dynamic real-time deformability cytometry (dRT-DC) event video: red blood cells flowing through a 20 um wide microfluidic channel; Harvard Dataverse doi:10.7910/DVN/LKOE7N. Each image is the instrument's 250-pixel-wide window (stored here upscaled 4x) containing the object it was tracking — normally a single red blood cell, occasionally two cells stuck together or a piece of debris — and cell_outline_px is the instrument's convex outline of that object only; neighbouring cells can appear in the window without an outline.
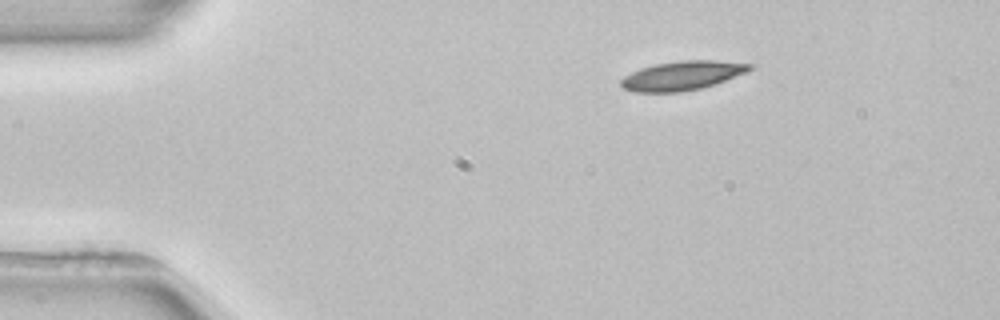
{"species": "common noctule bat (a hibernating species)", "species_latin": "Nyctalus noctula", "temperature_condition": "room temperature", "stored_images_in_passage": 3, "camera_frame_rate_fps": 3000, "um_per_image_px": 0.085, "animal": {"sex": "female", "body_mass_g": 22.7, "forearm_length_mm": 54.2}, "frame": {"image": 1, "passage_image": 1, "time_ms": 0.0, "image_size_px": [1000, 320], "cell_outline_px": [[756, 64], [748, 72], [716, 84], [700, 88], [680, 92], [632, 92], [624, 88], [620, 84], [620, 80], [624, 76], [640, 68], [656, 64], [680, 60], [712, 60]], "centroid_in_image_um": [58.01, 6.42], "position_along_channel_um": 27.0, "area_um2": 21.96}}